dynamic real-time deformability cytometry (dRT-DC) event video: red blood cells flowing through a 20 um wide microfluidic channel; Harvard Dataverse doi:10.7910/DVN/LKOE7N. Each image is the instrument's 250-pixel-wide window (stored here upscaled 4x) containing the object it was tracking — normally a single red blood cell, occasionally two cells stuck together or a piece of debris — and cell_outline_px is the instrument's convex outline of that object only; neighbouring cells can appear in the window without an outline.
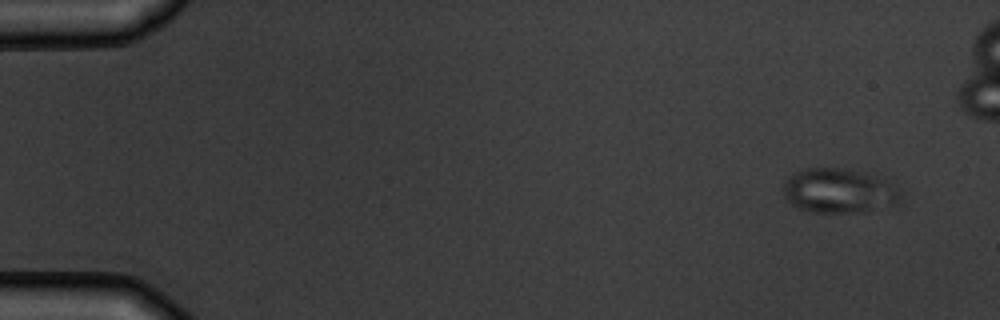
{"species": "common noctule bat (a hibernating species)", "species_latin": "Nyctalus noctula", "temperature_condition": "warm", "stored_images_in_passage": 7, "camera_frame_rate_fps": 3000, "um_per_image_px": 0.085, "animal": {"sex": "male", "body_mass_g": 19.5, "forearm_length_mm": 54.6}, "frame": {"image": 1, "passage_image": 1, "time_ms": 0.0, "image_size_px": [1000, 320], "cell_outline_px": [[900, 204], [864, 212], [808, 212], [792, 204], [784, 196], [784, 184], [788, 176], [804, 168], [848, 168], [888, 176], [900, 192]], "centroid_in_image_um": [71.41, 16.19], "position_along_channel_um": 13.6, "area_um2": 31.33}}
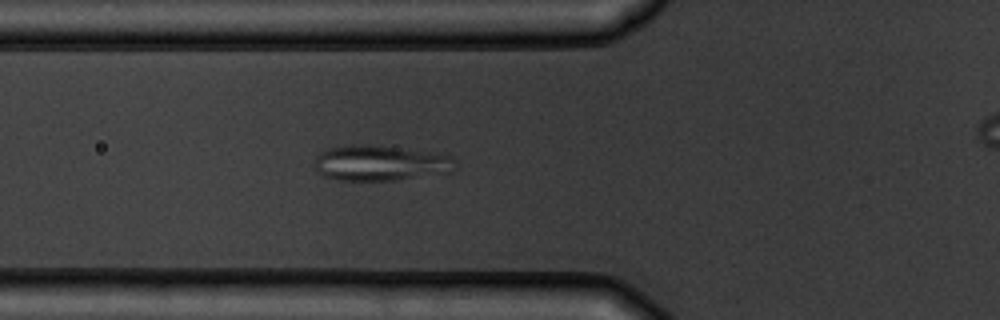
{"frame": {"image": 2, "passage_image": 6, "time_ms": 5.667, "image_size_px": [1000, 320], "cell_outline_px": [[456, 168], [452, 172], [396, 180], [340, 180], [324, 176], [316, 172], [312, 164], [316, 156], [320, 152], [328, 148], [348, 144], [360, 144], [396, 148], [428, 152], [452, 156], [456, 160]], "centroid_in_image_um": [32.28, 13.87], "position_along_channel_um": 93.5, "area_um2": 29.19}}